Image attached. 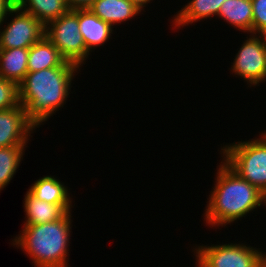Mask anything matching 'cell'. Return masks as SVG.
Wrapping results in <instances>:
<instances>
[{
	"mask_svg": "<svg viewBox=\"0 0 266 267\" xmlns=\"http://www.w3.org/2000/svg\"><path fill=\"white\" fill-rule=\"evenodd\" d=\"M78 69L76 64L65 61L60 67L28 72L18 85L19 102L37 128L64 107Z\"/></svg>",
	"mask_w": 266,
	"mask_h": 267,
	"instance_id": "cell-1",
	"label": "cell"
},
{
	"mask_svg": "<svg viewBox=\"0 0 266 267\" xmlns=\"http://www.w3.org/2000/svg\"><path fill=\"white\" fill-rule=\"evenodd\" d=\"M221 163L217 166L216 181L203 215L205 225L216 228L241 220L257 207H266V196L261 191L241 178L223 160Z\"/></svg>",
	"mask_w": 266,
	"mask_h": 267,
	"instance_id": "cell-2",
	"label": "cell"
},
{
	"mask_svg": "<svg viewBox=\"0 0 266 267\" xmlns=\"http://www.w3.org/2000/svg\"><path fill=\"white\" fill-rule=\"evenodd\" d=\"M71 213L54 222L23 225L20 234L12 240L13 246L25 251L34 267H68Z\"/></svg>",
	"mask_w": 266,
	"mask_h": 267,
	"instance_id": "cell-3",
	"label": "cell"
},
{
	"mask_svg": "<svg viewBox=\"0 0 266 267\" xmlns=\"http://www.w3.org/2000/svg\"><path fill=\"white\" fill-rule=\"evenodd\" d=\"M223 161L266 196V131L259 138L221 146Z\"/></svg>",
	"mask_w": 266,
	"mask_h": 267,
	"instance_id": "cell-4",
	"label": "cell"
},
{
	"mask_svg": "<svg viewBox=\"0 0 266 267\" xmlns=\"http://www.w3.org/2000/svg\"><path fill=\"white\" fill-rule=\"evenodd\" d=\"M79 30L78 9L70 10L45 26V37L66 61L82 67L91 53L86 49Z\"/></svg>",
	"mask_w": 266,
	"mask_h": 267,
	"instance_id": "cell-5",
	"label": "cell"
},
{
	"mask_svg": "<svg viewBox=\"0 0 266 267\" xmlns=\"http://www.w3.org/2000/svg\"><path fill=\"white\" fill-rule=\"evenodd\" d=\"M192 251L199 267H262L261 250L240 242L198 245Z\"/></svg>",
	"mask_w": 266,
	"mask_h": 267,
	"instance_id": "cell-6",
	"label": "cell"
},
{
	"mask_svg": "<svg viewBox=\"0 0 266 267\" xmlns=\"http://www.w3.org/2000/svg\"><path fill=\"white\" fill-rule=\"evenodd\" d=\"M9 16L13 18L7 26L3 25V30L0 27V50L29 49L45 36V26L16 4L9 10Z\"/></svg>",
	"mask_w": 266,
	"mask_h": 267,
	"instance_id": "cell-7",
	"label": "cell"
},
{
	"mask_svg": "<svg viewBox=\"0 0 266 267\" xmlns=\"http://www.w3.org/2000/svg\"><path fill=\"white\" fill-rule=\"evenodd\" d=\"M266 35L250 34L233 59L231 72L242 77L250 87L266 80Z\"/></svg>",
	"mask_w": 266,
	"mask_h": 267,
	"instance_id": "cell-8",
	"label": "cell"
},
{
	"mask_svg": "<svg viewBox=\"0 0 266 267\" xmlns=\"http://www.w3.org/2000/svg\"><path fill=\"white\" fill-rule=\"evenodd\" d=\"M35 129L37 127L29 120L21 104L0 110V148L27 146Z\"/></svg>",
	"mask_w": 266,
	"mask_h": 267,
	"instance_id": "cell-9",
	"label": "cell"
},
{
	"mask_svg": "<svg viewBox=\"0 0 266 267\" xmlns=\"http://www.w3.org/2000/svg\"><path fill=\"white\" fill-rule=\"evenodd\" d=\"M78 24L86 49L90 53L98 46H104L114 31L109 23L104 22L90 9H78Z\"/></svg>",
	"mask_w": 266,
	"mask_h": 267,
	"instance_id": "cell-10",
	"label": "cell"
},
{
	"mask_svg": "<svg viewBox=\"0 0 266 267\" xmlns=\"http://www.w3.org/2000/svg\"><path fill=\"white\" fill-rule=\"evenodd\" d=\"M25 221L23 225H36L54 222L61 219L67 212L72 211V204H50L38 200L28 191L24 201Z\"/></svg>",
	"mask_w": 266,
	"mask_h": 267,
	"instance_id": "cell-11",
	"label": "cell"
},
{
	"mask_svg": "<svg viewBox=\"0 0 266 267\" xmlns=\"http://www.w3.org/2000/svg\"><path fill=\"white\" fill-rule=\"evenodd\" d=\"M89 9L113 28L143 12L130 0H95Z\"/></svg>",
	"mask_w": 266,
	"mask_h": 267,
	"instance_id": "cell-12",
	"label": "cell"
},
{
	"mask_svg": "<svg viewBox=\"0 0 266 267\" xmlns=\"http://www.w3.org/2000/svg\"><path fill=\"white\" fill-rule=\"evenodd\" d=\"M225 0H190L173 16L172 25L175 29L218 16Z\"/></svg>",
	"mask_w": 266,
	"mask_h": 267,
	"instance_id": "cell-13",
	"label": "cell"
},
{
	"mask_svg": "<svg viewBox=\"0 0 266 267\" xmlns=\"http://www.w3.org/2000/svg\"><path fill=\"white\" fill-rule=\"evenodd\" d=\"M67 186L54 176H43L27 190L33 197L50 204H72Z\"/></svg>",
	"mask_w": 266,
	"mask_h": 267,
	"instance_id": "cell-14",
	"label": "cell"
},
{
	"mask_svg": "<svg viewBox=\"0 0 266 267\" xmlns=\"http://www.w3.org/2000/svg\"><path fill=\"white\" fill-rule=\"evenodd\" d=\"M29 49L0 50V77L19 85L28 73Z\"/></svg>",
	"mask_w": 266,
	"mask_h": 267,
	"instance_id": "cell-15",
	"label": "cell"
},
{
	"mask_svg": "<svg viewBox=\"0 0 266 267\" xmlns=\"http://www.w3.org/2000/svg\"><path fill=\"white\" fill-rule=\"evenodd\" d=\"M217 17L239 31L252 34L253 12L251 0H225Z\"/></svg>",
	"mask_w": 266,
	"mask_h": 267,
	"instance_id": "cell-16",
	"label": "cell"
},
{
	"mask_svg": "<svg viewBox=\"0 0 266 267\" xmlns=\"http://www.w3.org/2000/svg\"><path fill=\"white\" fill-rule=\"evenodd\" d=\"M15 4L44 26L70 11L67 0H15Z\"/></svg>",
	"mask_w": 266,
	"mask_h": 267,
	"instance_id": "cell-17",
	"label": "cell"
},
{
	"mask_svg": "<svg viewBox=\"0 0 266 267\" xmlns=\"http://www.w3.org/2000/svg\"><path fill=\"white\" fill-rule=\"evenodd\" d=\"M65 61L53 43L44 36L29 48L28 72L60 67Z\"/></svg>",
	"mask_w": 266,
	"mask_h": 267,
	"instance_id": "cell-18",
	"label": "cell"
},
{
	"mask_svg": "<svg viewBox=\"0 0 266 267\" xmlns=\"http://www.w3.org/2000/svg\"><path fill=\"white\" fill-rule=\"evenodd\" d=\"M27 146H9L0 148V191L13 179L23 160Z\"/></svg>",
	"mask_w": 266,
	"mask_h": 267,
	"instance_id": "cell-19",
	"label": "cell"
},
{
	"mask_svg": "<svg viewBox=\"0 0 266 267\" xmlns=\"http://www.w3.org/2000/svg\"><path fill=\"white\" fill-rule=\"evenodd\" d=\"M19 104L18 85L0 77V110L10 109Z\"/></svg>",
	"mask_w": 266,
	"mask_h": 267,
	"instance_id": "cell-20",
	"label": "cell"
},
{
	"mask_svg": "<svg viewBox=\"0 0 266 267\" xmlns=\"http://www.w3.org/2000/svg\"><path fill=\"white\" fill-rule=\"evenodd\" d=\"M253 23L252 34L266 35V0H251Z\"/></svg>",
	"mask_w": 266,
	"mask_h": 267,
	"instance_id": "cell-21",
	"label": "cell"
},
{
	"mask_svg": "<svg viewBox=\"0 0 266 267\" xmlns=\"http://www.w3.org/2000/svg\"><path fill=\"white\" fill-rule=\"evenodd\" d=\"M15 5V0H0V27L9 17V10Z\"/></svg>",
	"mask_w": 266,
	"mask_h": 267,
	"instance_id": "cell-22",
	"label": "cell"
},
{
	"mask_svg": "<svg viewBox=\"0 0 266 267\" xmlns=\"http://www.w3.org/2000/svg\"><path fill=\"white\" fill-rule=\"evenodd\" d=\"M95 0H67L70 10L89 9Z\"/></svg>",
	"mask_w": 266,
	"mask_h": 267,
	"instance_id": "cell-23",
	"label": "cell"
},
{
	"mask_svg": "<svg viewBox=\"0 0 266 267\" xmlns=\"http://www.w3.org/2000/svg\"><path fill=\"white\" fill-rule=\"evenodd\" d=\"M130 1L136 4L140 9L144 11V7H146V5L150 3V1L152 0H130Z\"/></svg>",
	"mask_w": 266,
	"mask_h": 267,
	"instance_id": "cell-24",
	"label": "cell"
},
{
	"mask_svg": "<svg viewBox=\"0 0 266 267\" xmlns=\"http://www.w3.org/2000/svg\"><path fill=\"white\" fill-rule=\"evenodd\" d=\"M261 265L266 267V253L264 251H261Z\"/></svg>",
	"mask_w": 266,
	"mask_h": 267,
	"instance_id": "cell-25",
	"label": "cell"
}]
</instances>
